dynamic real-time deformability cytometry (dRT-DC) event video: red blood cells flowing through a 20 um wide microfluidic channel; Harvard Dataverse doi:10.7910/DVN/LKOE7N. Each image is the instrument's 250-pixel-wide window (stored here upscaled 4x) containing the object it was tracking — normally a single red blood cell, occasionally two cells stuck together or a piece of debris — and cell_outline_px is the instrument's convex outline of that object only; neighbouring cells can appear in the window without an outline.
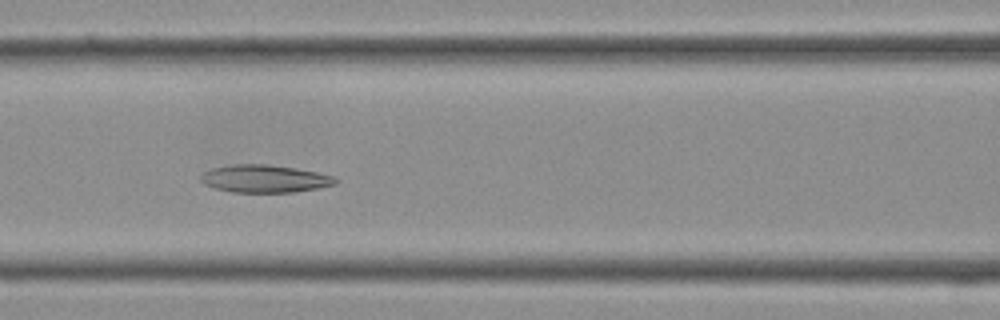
{"species": "Egyptian fruit bat (a non-hibernating species)", "species_latin": "Rousettus aegyptiacus", "temperature_condition": "cold", "stored_images_in_passage": 38, "camera_frame_rate_fps": 3000, "um_per_image_px": 0.085, "frame": {"image": 1, "passage_image": 16, "time_ms": 5.0, "image_size_px": [1000, 320], "cell_outline_px": [[340, 180], [336, 184], [320, 188], [292, 192], [232, 192], [216, 188], [204, 184], [200, 180], [200, 176], [204, 172], [212, 168], [232, 164], [264, 164], [296, 168], [336, 176]], "centroid_in_image_um": [22.53, 15.19], "position_along_channel_um": 144.1, "area_um2": 21.79}}
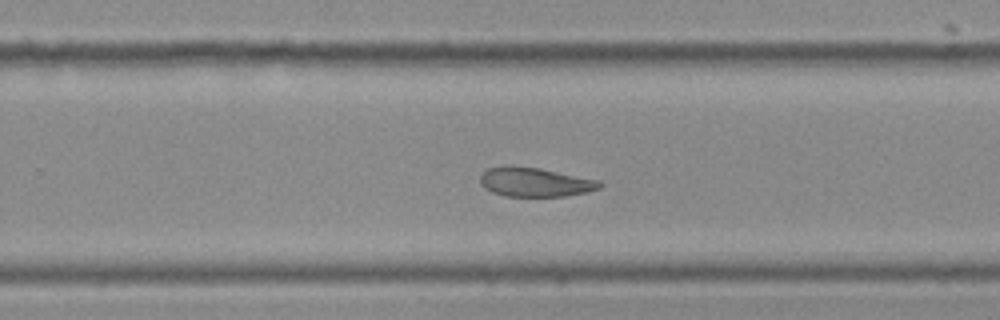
{"frame": {"image": 2, "passage_image": 24, "time_ms": 7.667, "image_size_px": [1000, 320], "cell_outline_px": [[604, 184], [600, 188], [568, 196], [504, 196], [492, 192], [484, 188], [480, 184], [480, 176], [488, 168], [508, 164], [540, 168], [600, 180]], "centroid_in_image_um": [45.45, 15.46], "position_along_channel_um": 284.3, "area_um2": 20.58}}
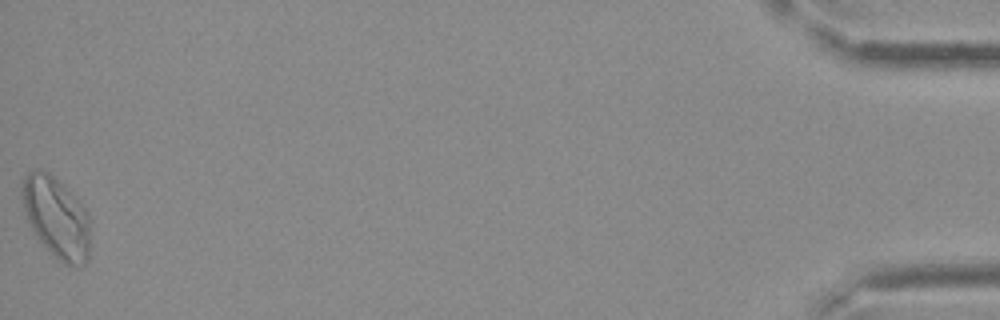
{"frame": {"image": 3, "passage_image": 38, "time_ms": 12.333, "image_size_px": [1000, 320], "cell_outline_px": [[88, 256], [84, 264], [76, 268], [64, 264], [52, 256], [36, 236], [28, 220], [24, 208], [20, 192], [24, 176], [28, 172], [36, 168], [44, 168], [84, 208], [88, 216]], "centroid_in_image_um": [4.74, 18.51], "position_along_channel_um": 430.5, "area_um2": 31.73}}